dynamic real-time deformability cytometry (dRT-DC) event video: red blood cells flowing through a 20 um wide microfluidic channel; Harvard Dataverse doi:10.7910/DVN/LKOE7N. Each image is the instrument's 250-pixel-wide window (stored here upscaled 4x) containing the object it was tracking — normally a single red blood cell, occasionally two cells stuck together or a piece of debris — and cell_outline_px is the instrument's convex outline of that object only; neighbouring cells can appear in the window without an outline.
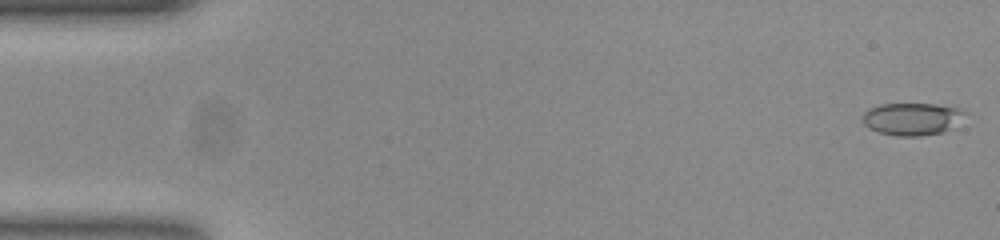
{"species": "common noctule bat (a hibernating species)", "species_latin": "Nyctalus noctula", "temperature_condition": "room temperature", "stored_images_in_passage": 14, "camera_frame_rate_fps": 3000, "um_per_image_px": 0.085, "animal": {"sex": "female", "body_mass_g": 23.0, "forearm_length_mm": 53.4}, "frame": {"image": 1, "passage_image": 1, "time_ms": 0.0, "image_size_px": [1000, 240], "cell_outline_px": [[968, 112], [952, 128], [944, 132], [920, 136], [896, 136], [880, 132], [868, 128], [864, 124], [860, 116], [868, 108], [880, 104], [936, 104], [960, 108]], "centroid_in_image_um": [77.51, 10.1], "position_along_channel_um": 7.5, "area_um2": 19.59}}
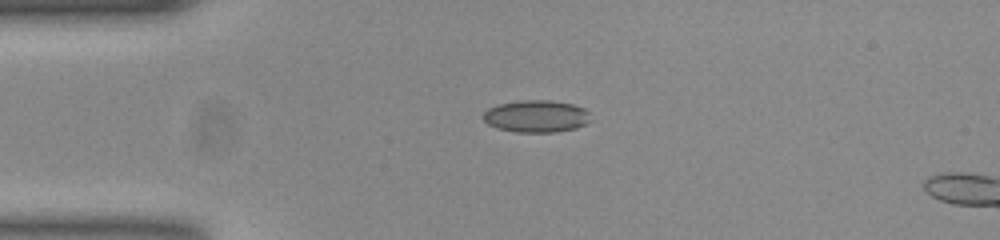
{"frame": {"image": 2, "passage_image": 12, "time_ms": 3.667, "image_size_px": [1000, 240], "cell_outline_px": [[588, 120], [584, 124], [576, 128], [556, 132], [516, 132], [496, 128], [488, 124], [480, 116], [488, 108], [496, 104], [520, 100], [548, 100], [572, 104], [584, 108], [588, 112]], "centroid_in_image_um": [45.51, 9.88], "position_along_channel_um": 39.5, "area_um2": 20.17}}